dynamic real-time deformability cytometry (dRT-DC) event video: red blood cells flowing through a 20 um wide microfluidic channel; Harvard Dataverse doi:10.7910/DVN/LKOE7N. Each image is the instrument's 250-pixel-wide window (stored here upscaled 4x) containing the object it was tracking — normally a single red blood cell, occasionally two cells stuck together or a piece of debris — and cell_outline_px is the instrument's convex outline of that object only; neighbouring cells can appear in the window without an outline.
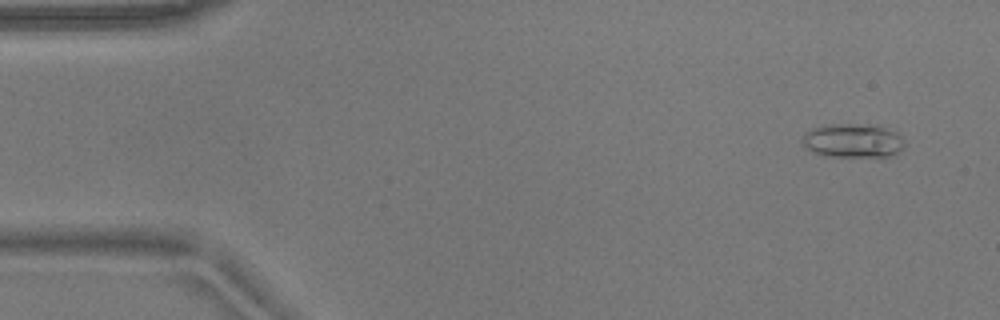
{"species": "common noctule bat (a hibernating species)", "species_latin": "Nyctalus noctula", "temperature_condition": "warm", "stored_images_in_passage": 51, "camera_frame_rate_fps": 3000, "um_per_image_px": 0.085, "animal": {"sex": "male", "body_mass_g": 17.9}, "frame": {"image": 1, "passage_image": 1, "time_ms": 0.0, "image_size_px": [1000, 320], "cell_outline_px": [[904, 148], [888, 156], [824, 156], [812, 152], [804, 144], [804, 136], [812, 128], [824, 124], [880, 124], [896, 132], [900, 136], [904, 144]], "centroid_in_image_um": [72.52, 11.93], "position_along_channel_um": 12.5, "area_um2": 20.17}}
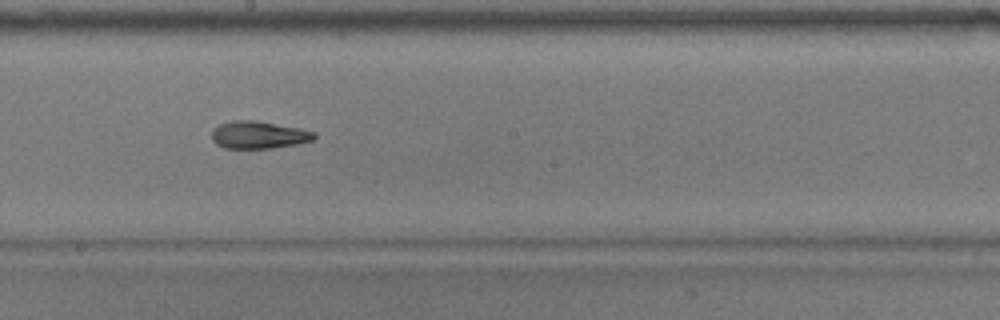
{"frame": {"image": 2, "passage_image": 27, "time_ms": 8.667, "image_size_px": [1000, 320], "cell_outline_px": [[316, 140], [296, 144], [272, 148], [224, 148], [216, 144], [212, 140], [212, 128], [220, 124], [232, 120], [256, 120], [300, 128], [316, 132]], "centroid_in_image_um": [22.0, 11.46], "position_along_channel_um": 226.2, "area_um2": 16.59}}
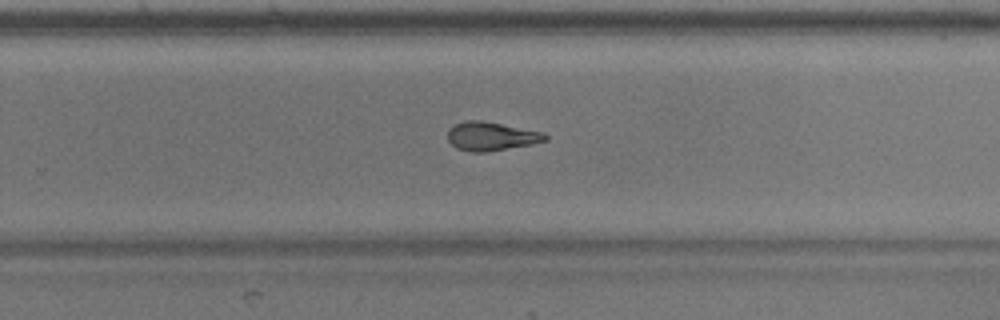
{"frame": {"image": 3, "passage_image": 32, "time_ms": 10.333, "image_size_px": [1000, 320], "cell_outline_px": [[548, 140], [532, 144], [484, 152], [472, 152], [456, 148], [448, 140], [448, 128], [464, 120], [480, 120], [544, 132], [548, 136]], "centroid_in_image_um": [41.75, 11.58], "position_along_channel_um": 288.1, "area_um2": 16.24}, "authors_computed_cell_mechanics": {"area_um2": 16.8776, "velocity_mm_per_s": 3.7201, "shape_relaxation_time_tau1_ms": 10.2405, "shape_relaxation_time_tau2_ms": 3.5625, "deformation_change_tau1": 0.2275, "deformation_change_tau2": 0.1251}}